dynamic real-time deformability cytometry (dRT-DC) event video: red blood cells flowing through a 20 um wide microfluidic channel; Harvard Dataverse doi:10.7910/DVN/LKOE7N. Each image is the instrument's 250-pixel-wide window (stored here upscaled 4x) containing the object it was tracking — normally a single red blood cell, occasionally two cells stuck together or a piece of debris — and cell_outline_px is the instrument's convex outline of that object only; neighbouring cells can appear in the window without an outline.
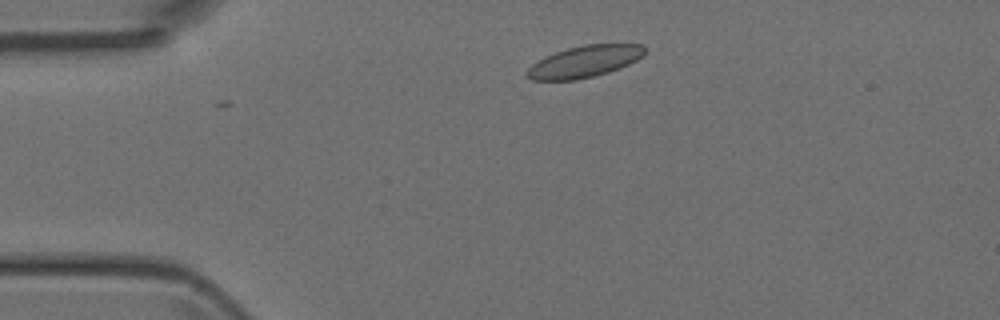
{"species": "Egyptian fruit bat (a non-hibernating species)", "species_latin": "Rousettus aegyptiacus", "temperature_condition": "room temperature", "stored_images_in_passage": 2, "camera_frame_rate_fps": 3000, "um_per_image_px": 0.085, "animal": {"sex": "female"}, "frame": {"image": 1, "passage_image": 2, "time_ms": 1.0, "image_size_px": [1000, 320], "cell_outline_px": [[644, 56], [620, 68], [608, 72], [576, 80], [532, 80], [524, 72], [532, 64], [544, 56], [568, 48], [584, 44], [644, 44]], "centroid_in_image_um": [49.67, 5.23], "position_along_channel_um": 35.3, "area_um2": 21.68}}